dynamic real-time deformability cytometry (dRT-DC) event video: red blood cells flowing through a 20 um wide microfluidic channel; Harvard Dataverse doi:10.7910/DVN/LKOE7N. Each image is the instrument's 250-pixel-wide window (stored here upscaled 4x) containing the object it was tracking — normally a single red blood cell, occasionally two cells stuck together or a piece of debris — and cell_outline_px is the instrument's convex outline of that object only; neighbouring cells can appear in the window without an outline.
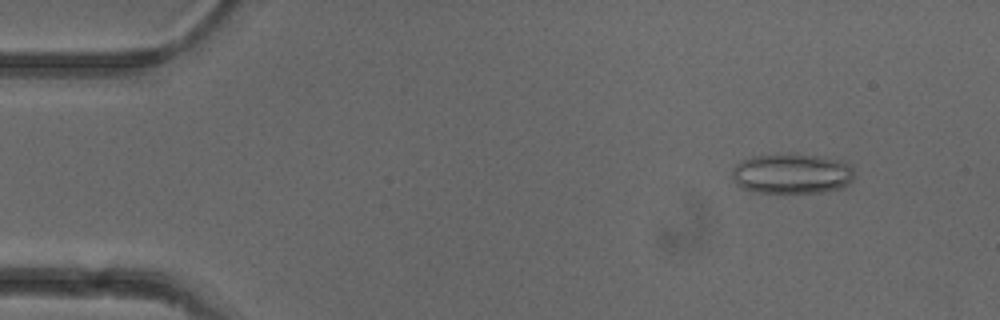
{"species": "common noctule bat (a hibernating species)", "species_latin": "Nyctalus noctula", "temperature_condition": "cold", "stored_images_in_passage": 51, "camera_frame_rate_fps": 3000, "um_per_image_px": 0.085, "animal": {"sex": "female"}, "frame": {"image": 1, "passage_image": 5, "time_ms": 1.333, "image_size_px": [1000, 320], "cell_outline_px": [[856, 176], [844, 188], [824, 192], [752, 192], [740, 188], [736, 184], [732, 176], [732, 168], [736, 164], [752, 156], [792, 152], [844, 160], [852, 164]], "centroid_in_image_um": [67.36, 14.74], "position_along_channel_um": 17.6, "area_um2": 29.48}}
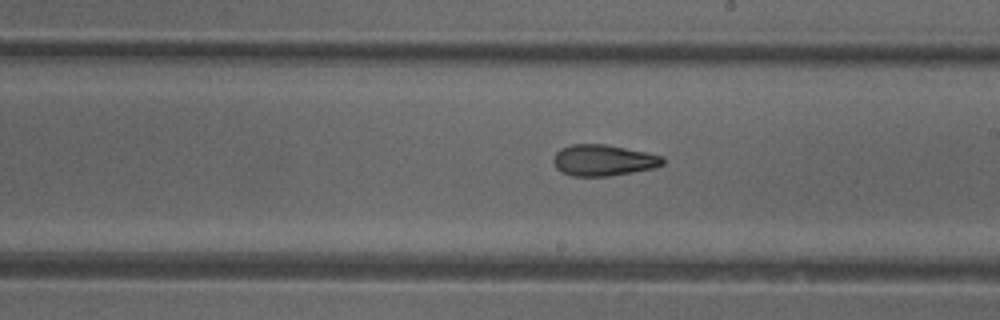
{"frame": {"image": 2, "passage_image": 29, "time_ms": 9.333, "image_size_px": [1000, 320], "cell_outline_px": [[664, 164], [656, 168], [608, 176], [572, 176], [560, 172], [556, 168], [552, 160], [552, 156], [560, 148], [572, 144], [604, 144], [664, 156]], "centroid_in_image_um": [51.25, 13.63], "position_along_channel_um": 237.7, "area_um2": 20.0}}
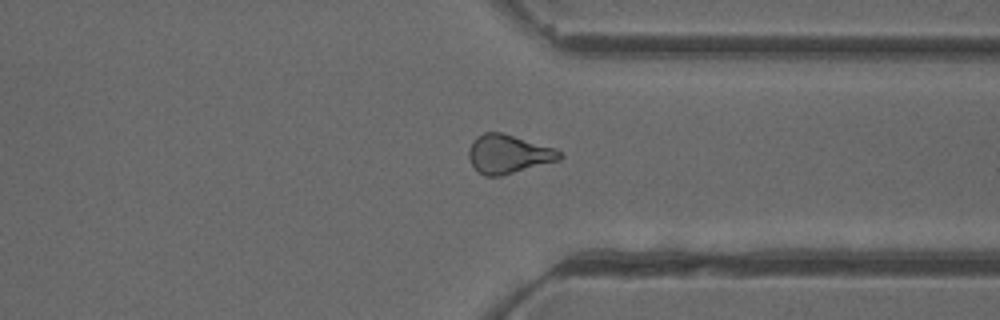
{"frame": {"image": 3, "passage_image": 39, "time_ms": 12.667, "image_size_px": [1000, 320], "cell_outline_px": [[564, 156], [560, 160], [500, 176], [484, 176], [472, 164], [468, 156], [468, 148], [472, 140], [476, 136], [484, 132], [500, 132], [556, 148]], "centroid_in_image_um": [43.21, 13.08], "position_along_channel_um": 368.2, "area_um2": 20.52}, "authors_computed_cell_mechanics": {"area_um2": 20.5768, "velocity_mm_per_s": 3.9421, "shape_relaxation_time_tau1_ms": null, "shape_relaxation_time_tau2_ms": 3.5817, "deformation_change_tau1": null, "deformation_change_tau2": 0.1228}}